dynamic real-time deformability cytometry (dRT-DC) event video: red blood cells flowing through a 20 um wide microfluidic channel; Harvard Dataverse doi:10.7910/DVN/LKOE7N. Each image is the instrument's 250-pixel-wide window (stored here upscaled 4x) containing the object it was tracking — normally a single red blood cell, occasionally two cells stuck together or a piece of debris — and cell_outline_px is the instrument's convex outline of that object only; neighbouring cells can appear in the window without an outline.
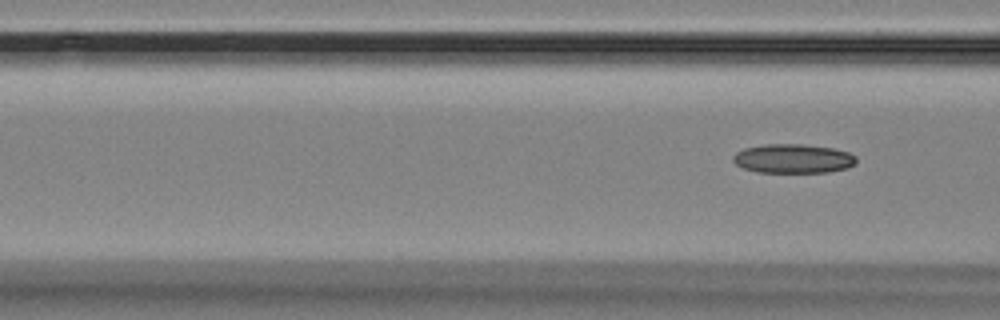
{"species": "Egyptian fruit bat (a non-hibernating species)", "species_latin": "Rousettus aegyptiacus", "temperature_condition": "room temperature", "stored_images_in_passage": 6, "camera_frame_rate_fps": 3000, "um_per_image_px": 0.085, "animal": {"sex": "female"}, "frame": {"image": 1, "passage_image": 6, "time_ms": 8.333, "image_size_px": [1000, 320], "cell_outline_px": [[856, 164], [848, 168], [828, 172], [756, 172], [744, 168], [736, 164], [732, 160], [732, 156], [736, 152], [744, 148], [764, 144], [800, 144], [832, 148], [848, 152], [856, 156]], "centroid_in_image_um": [67.41, 13.48], "position_along_channel_um": 99.2, "area_um2": 20.98}}